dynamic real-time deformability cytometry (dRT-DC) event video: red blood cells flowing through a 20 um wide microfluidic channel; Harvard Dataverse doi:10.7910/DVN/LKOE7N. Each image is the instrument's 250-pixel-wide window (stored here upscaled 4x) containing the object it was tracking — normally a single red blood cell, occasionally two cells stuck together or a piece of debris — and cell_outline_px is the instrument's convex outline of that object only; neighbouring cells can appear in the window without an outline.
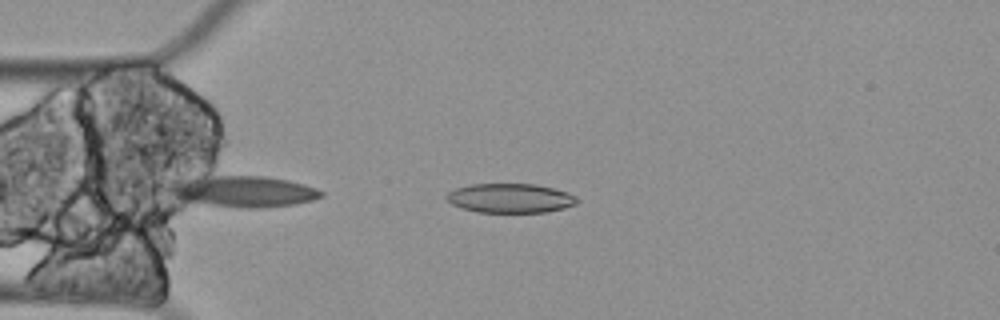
{"species": "Egyptian fruit bat (a non-hibernating species)", "species_latin": "Rousettus aegyptiacus", "temperature_condition": "cold", "stored_images_in_passage": 40, "camera_frame_rate_fps": 3000, "um_per_image_px": 0.085, "animal": {"sex": "female"}, "frame": {"image": 1, "passage_image": 3, "time_ms": 0.667, "image_size_px": [1000, 320], "cell_outline_px": [[580, 200], [576, 204], [564, 208], [548, 212], [476, 212], [452, 204], [444, 196], [448, 192], [456, 188], [472, 184], [536, 184], [568, 192], [576, 196]], "centroid_in_image_um": [43.4, 16.84], "position_along_channel_um": 41.6, "area_um2": 22.31}}
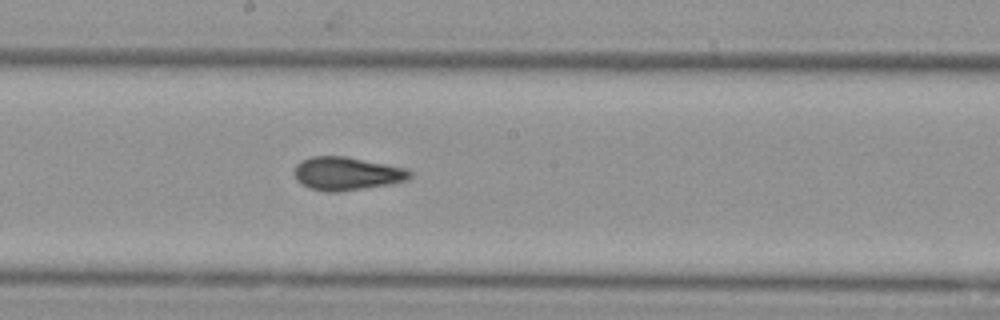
{"frame": {"image": 2, "passage_image": 20, "time_ms": 6.333, "image_size_px": [1000, 320], "cell_outline_px": [[412, 176], [408, 180], [388, 184], [340, 192], [328, 192], [312, 188], [296, 180], [296, 164], [300, 160], [312, 156], [348, 156], [408, 168], [412, 172]], "centroid_in_image_um": [29.53, 14.73], "position_along_channel_um": 218.7, "area_um2": 22.43}}
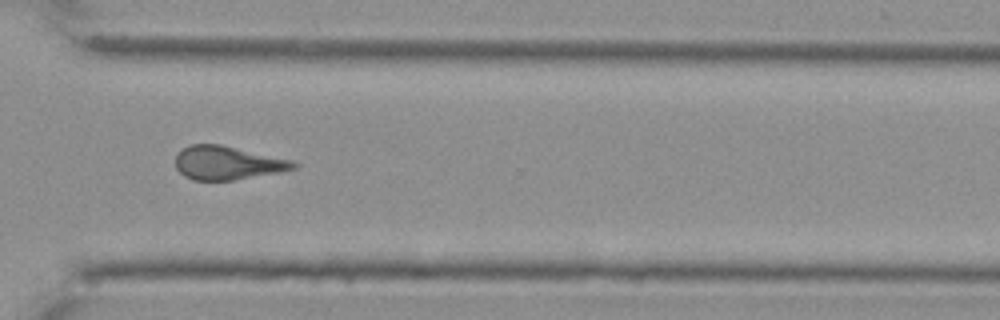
{"frame": {"image": 3, "passage_image": 32, "time_ms": 10.333, "image_size_px": [1000, 320], "cell_outline_px": [[300, 164], [296, 168], [280, 172], [236, 180], [192, 180], [184, 176], [176, 168], [176, 156], [184, 148], [192, 144], [220, 144], [292, 160]], "centroid_in_image_um": [19.36, 13.86], "position_along_channel_um": 351.2, "area_um2": 23.06}, "authors_computed_cell_mechanics": {"area_um2": 22.9466, "velocity_mm_per_s": 3.3121, "shape_relaxation_time_tau1_ms": null, "shape_relaxation_time_tau2_ms": 4.5762, "deformation_change_tau1": null, "deformation_change_tau2": 0.1438}}